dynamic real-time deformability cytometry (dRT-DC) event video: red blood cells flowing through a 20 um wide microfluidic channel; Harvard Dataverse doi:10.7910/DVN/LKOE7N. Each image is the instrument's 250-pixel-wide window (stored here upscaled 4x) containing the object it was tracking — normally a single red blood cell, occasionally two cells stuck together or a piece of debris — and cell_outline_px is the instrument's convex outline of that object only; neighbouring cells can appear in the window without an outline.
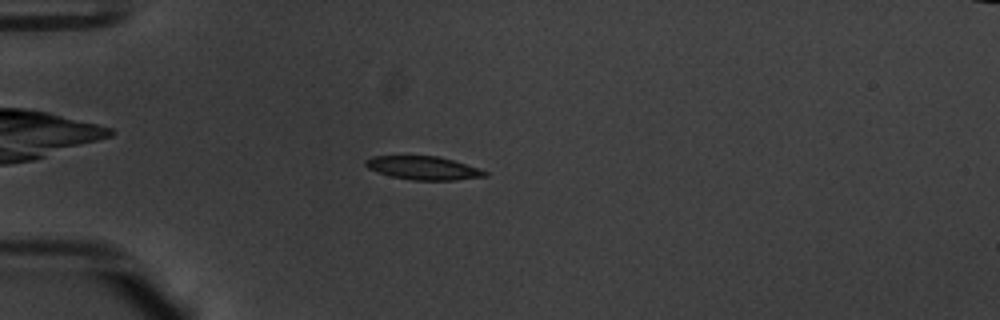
{"species": "common noctule bat (a hibernating species)", "species_latin": "Nyctalus noctula", "temperature_condition": "warm", "stored_images_in_passage": 53, "camera_frame_rate_fps": 3000, "um_per_image_px": 0.085, "animal": {"sex": "male", "body_mass_g": 20.1, "forearm_length_mm": 53.5}, "frame": {"image": 1, "passage_image": 14, "time_ms": 4.333, "image_size_px": [1000, 320], "cell_outline_px": [[488, 176], [456, 180], [412, 180], [392, 176], [368, 168], [364, 164], [364, 160], [372, 156], [440, 156], [488, 172]], "centroid_in_image_um": [35.97, 14.28], "position_along_channel_um": 49.0, "area_um2": 16.07}}
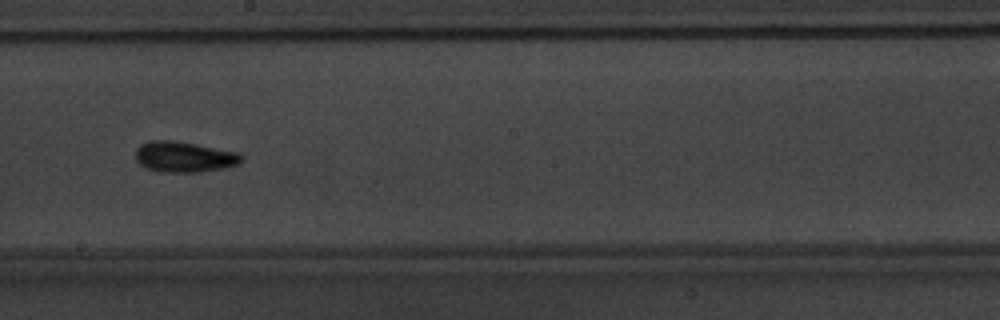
{"frame": {"image": 2, "passage_image": 30, "time_ms": 9.667, "image_size_px": [1000, 320], "cell_outline_px": [[244, 156], [236, 164], [224, 168], [200, 172], [160, 172], [148, 168], [136, 156], [136, 152], [144, 144], [156, 140], [172, 140], [196, 144], [240, 152]], "centroid_in_image_um": [15.75, 13.33], "position_along_channel_um": 232.4, "area_um2": 18.44}}
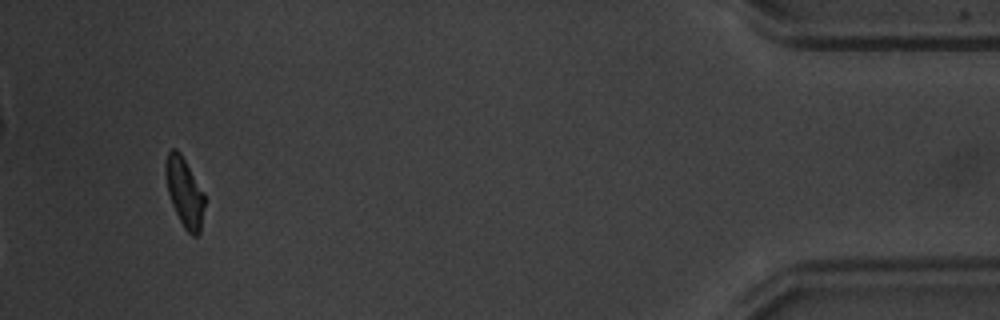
{"frame": {"image": 3, "passage_image": 50, "time_ms": 16.333, "image_size_px": [1000, 320], "cell_outline_px": [[204, 204], [200, 232], [196, 236], [192, 236], [184, 228], [172, 204], [168, 192], [164, 172], [164, 164], [168, 152], [172, 148], [176, 148], [180, 152], [204, 192]], "centroid_in_image_um": [15.66, 16.31], "position_along_channel_um": 419.5, "area_um2": 15.66}, "authors_computed_cell_mechanics": {"area_um2": 16.3574, "velocity_mm_per_s": 3.7885, "shape_relaxation_time_tau1_ms": 3.2735, "shape_relaxation_time_tau2_ms": 4.4095, "deformation_change_tau1": 0.1393, "deformation_change_tau2": 0.1028}}